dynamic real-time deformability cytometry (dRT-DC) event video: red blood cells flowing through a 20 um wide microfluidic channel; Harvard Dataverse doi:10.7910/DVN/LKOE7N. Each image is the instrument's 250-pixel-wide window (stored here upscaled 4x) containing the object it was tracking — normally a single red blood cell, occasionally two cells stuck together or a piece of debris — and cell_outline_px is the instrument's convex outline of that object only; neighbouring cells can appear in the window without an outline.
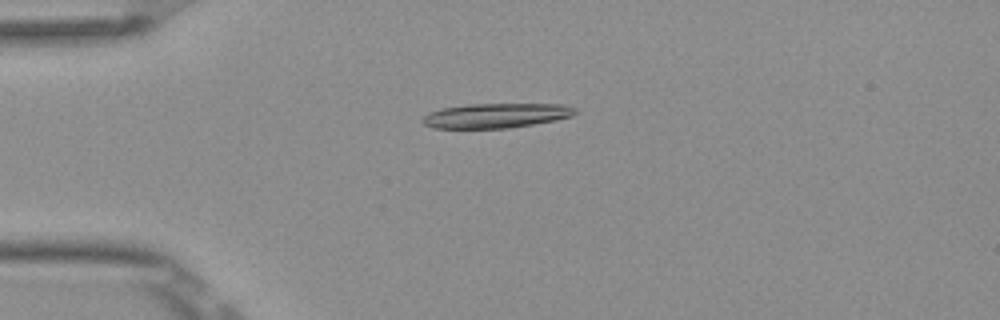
{"species": "Egyptian fruit bat (a non-hibernating species)", "species_latin": "Rousettus aegyptiacus", "temperature_condition": "room temperature", "stored_images_in_passage": 8, "camera_frame_rate_fps": 3000, "um_per_image_px": 0.085, "frame": {"image": 1, "passage_image": 3, "time_ms": 0.667, "image_size_px": [1000, 320], "cell_outline_px": [[576, 112], [572, 116], [556, 120], [508, 128], [432, 128], [424, 124], [420, 120], [428, 112], [440, 108], [468, 104], [564, 104], [576, 108]], "centroid_in_image_um": [42.13, 9.82], "position_along_channel_um": 42.9, "area_um2": 22.02}}
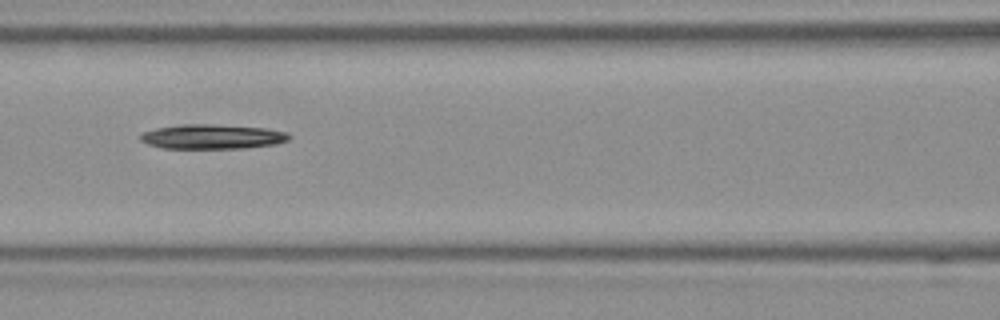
{"frame": {"image": 2, "passage_image": 6, "time_ms": 1.667, "image_size_px": [1000, 320], "cell_outline_px": [[292, 136], [288, 140], [276, 144], [244, 148], [164, 148], [148, 144], [140, 140], [140, 132], [156, 128], [184, 124], [212, 124], [268, 128], [288, 132]], "centroid_in_image_um": [18.07, 11.61], "position_along_channel_um": 148.5, "area_um2": 21.44}}
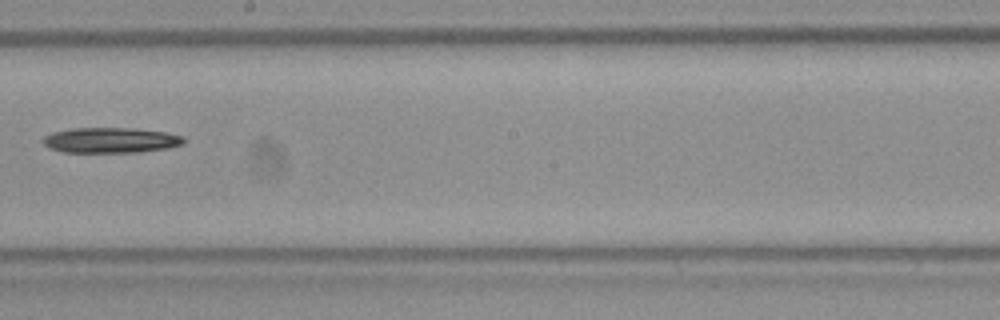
{"frame": {"image": 3, "passage_image": 8, "time_ms": 2.333, "image_size_px": [1000, 320], "cell_outline_px": [[184, 144], [168, 148], [136, 152], [64, 152], [48, 148], [40, 140], [44, 136], [52, 132], [72, 128], [132, 128], [164, 132], [184, 136]], "centroid_in_image_um": [9.37, 11.92], "position_along_channel_um": 238.8, "area_um2": 20.87}}